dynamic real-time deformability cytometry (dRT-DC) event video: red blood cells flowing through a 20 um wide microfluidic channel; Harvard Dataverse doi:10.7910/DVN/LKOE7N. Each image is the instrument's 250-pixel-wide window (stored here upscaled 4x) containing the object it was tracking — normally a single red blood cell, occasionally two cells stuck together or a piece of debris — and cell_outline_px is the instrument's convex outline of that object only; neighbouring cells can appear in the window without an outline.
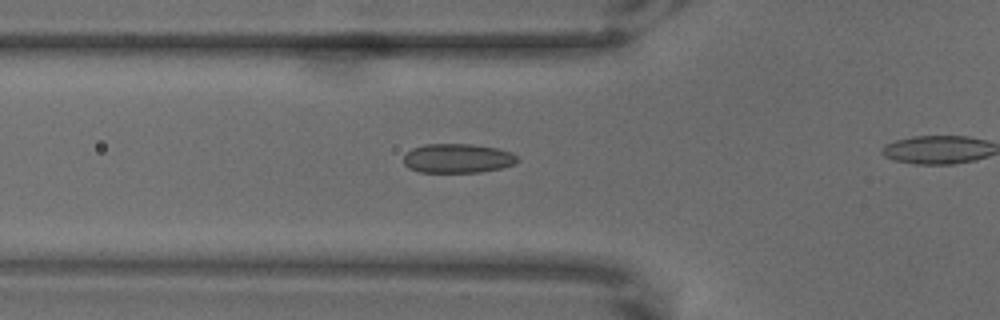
{"species": "common noctule bat (a hibernating species)", "species_latin": "Nyctalus noctula", "temperature_condition": "warm", "stored_images_in_passage": 15, "camera_frame_rate_fps": 3000, "um_per_image_px": 0.085, "animal": {"sex": "male", "body_mass_g": 18.8}, "frame": {"image": 1, "passage_image": 5, "time_ms": 1.333, "image_size_px": [1000, 320], "cell_outline_px": [[520, 160], [512, 164], [500, 168], [480, 172], [420, 172], [408, 168], [404, 164], [404, 156], [412, 148], [424, 144], [472, 144], [496, 148], [512, 152]], "centroid_in_image_um": [38.88, 13.45], "position_along_channel_um": 86.9, "area_um2": 19.36}}
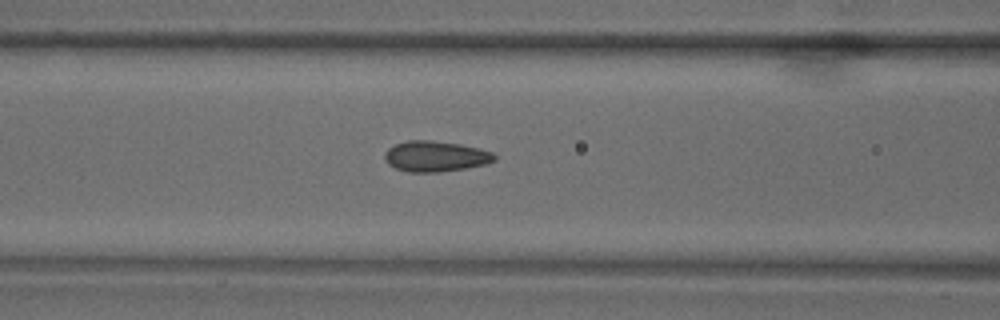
{"frame": {"image": 2, "passage_image": 9, "time_ms": 2.667, "image_size_px": [1000, 320], "cell_outline_px": [[496, 160], [484, 164], [464, 168], [440, 172], [408, 172], [396, 168], [388, 164], [384, 160], [384, 152], [388, 148], [396, 144], [408, 140], [432, 140], [460, 144], [480, 148], [492, 152], [496, 156]], "centroid_in_image_um": [36.99, 13.28], "position_along_channel_um": 129.6, "area_um2": 19.65}}
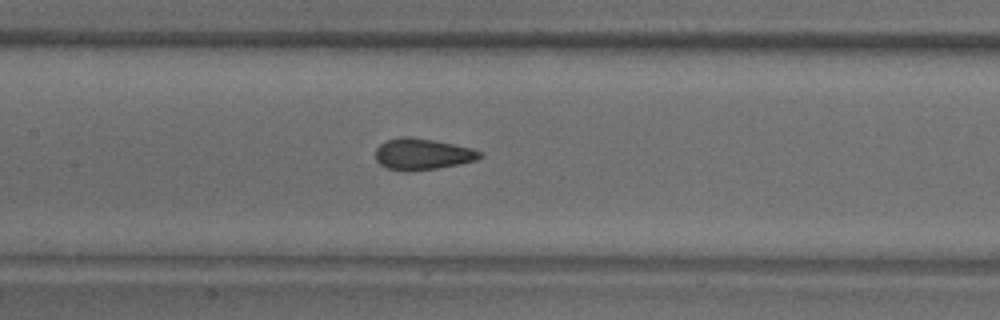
{"frame": {"image": 3, "passage_image": 13, "time_ms": 4.0, "image_size_px": [1000, 320], "cell_outline_px": [[484, 156], [476, 160], [460, 164], [436, 168], [408, 172], [388, 168], [380, 164], [376, 160], [376, 148], [380, 144], [388, 140], [404, 136], [408, 136], [432, 140], [472, 148], [480, 152]], "centroid_in_image_um": [35.9, 13.11], "position_along_channel_um": 171.5, "area_um2": 18.9}}